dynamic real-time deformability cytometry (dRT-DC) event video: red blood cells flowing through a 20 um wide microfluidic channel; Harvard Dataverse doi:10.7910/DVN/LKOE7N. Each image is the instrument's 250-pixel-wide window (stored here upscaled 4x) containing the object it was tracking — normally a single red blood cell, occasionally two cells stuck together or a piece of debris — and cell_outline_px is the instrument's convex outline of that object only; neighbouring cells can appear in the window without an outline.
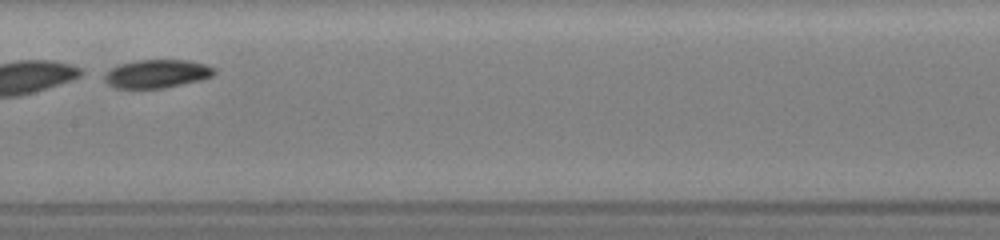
{"species": "common noctule bat (a hibernating species)", "species_latin": "Nyctalus noctula", "temperature_condition": "room temperature", "stored_images_in_passage": 34, "camera_frame_rate_fps": 3000, "um_per_image_px": 0.085, "animal": {"sex": "female", "body_mass_g": 19.5, "forearm_length_mm": 54.1}, "frame": {"image": 1, "passage_image": 33, "time_ms": 4.0, "image_size_px": [1000, 240], "cell_outline_px": [[216, 72], [212, 76], [200, 80], [164, 88], [116, 88], [108, 84], [104, 80], [104, 76], [112, 68], [120, 64], [136, 60], [188, 60], [204, 64], [216, 68]], "centroid_in_image_um": [13.36, 6.27], "position_along_channel_um": 194.0, "area_um2": 18.03}}